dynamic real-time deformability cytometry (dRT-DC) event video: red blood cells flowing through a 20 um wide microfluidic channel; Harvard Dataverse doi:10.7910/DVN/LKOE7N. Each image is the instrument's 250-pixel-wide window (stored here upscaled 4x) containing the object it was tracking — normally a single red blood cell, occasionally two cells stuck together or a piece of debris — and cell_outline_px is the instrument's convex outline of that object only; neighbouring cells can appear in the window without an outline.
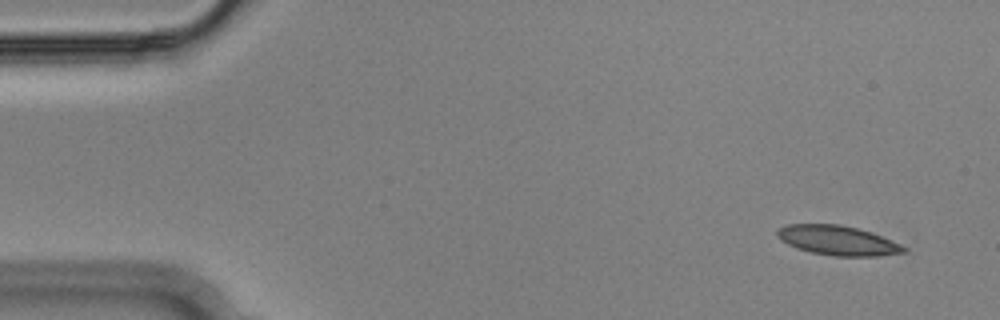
{"species": "Egyptian fruit bat (a non-hibernating species)", "species_latin": "Rousettus aegyptiacus", "temperature_condition": "cold", "stored_images_in_passage": 3, "camera_frame_rate_fps": 3000, "um_per_image_px": 0.085, "animal": {"sex": "male"}, "frame": {"image": 1, "passage_image": 1, "time_ms": 0.0, "image_size_px": [1000, 320], "cell_outline_px": [[908, 252], [876, 256], [832, 256], [812, 252], [796, 248], [780, 240], [776, 236], [776, 228], [788, 224], [840, 224], [872, 232], [900, 244], [908, 248]], "centroid_in_image_um": [71.19, 20.43], "position_along_channel_um": 13.8, "area_um2": 21.96}}